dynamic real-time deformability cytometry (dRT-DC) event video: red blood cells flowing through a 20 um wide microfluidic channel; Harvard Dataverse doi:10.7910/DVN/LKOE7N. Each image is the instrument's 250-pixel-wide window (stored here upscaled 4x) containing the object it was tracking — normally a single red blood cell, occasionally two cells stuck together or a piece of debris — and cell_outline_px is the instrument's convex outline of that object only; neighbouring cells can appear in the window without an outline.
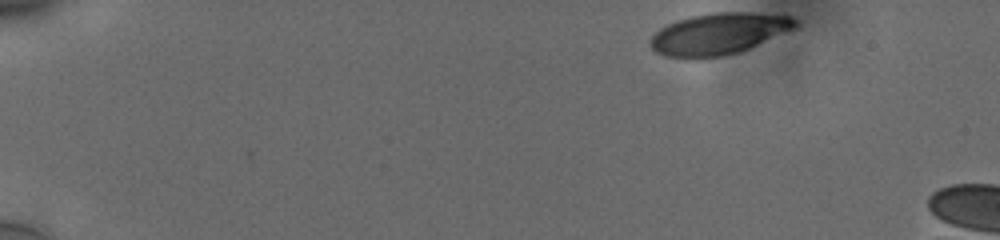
{"species": "human", "species_latin": "Homo sapiens", "temperature_condition": "cold", "stored_images_in_passage": 49, "camera_frame_rate_fps": 3000, "um_per_image_px": 0.085, "donor": {"sex": "male"}, "frame": {"image": 1, "passage_image": 1, "time_ms": 0.0, "image_size_px": [1000, 240], "cell_outline_px": [[800, 28], [740, 52], [724, 56], [696, 60], [688, 60], [664, 56], [656, 52], [648, 44], [652, 36], [660, 28], [676, 20], [692, 16], [712, 12], [752, 12], [792, 16], [800, 20]], "centroid_in_image_um": [61.15, 2.89], "position_along_channel_um": 23.8, "area_um2": 36.3}}
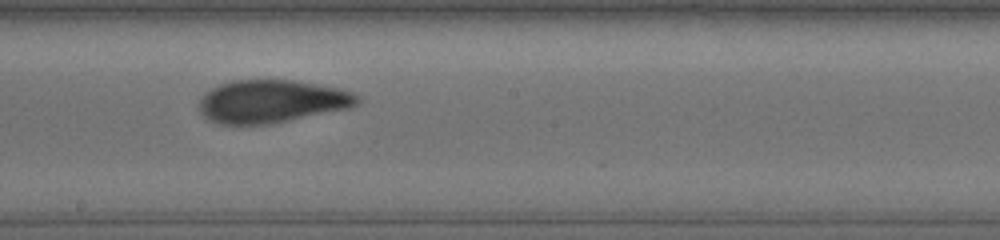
{"frame": {"image": 2, "passage_image": 27, "time_ms": 8.667, "image_size_px": [1000, 240], "cell_outline_px": [[360, 100], [356, 104], [348, 108], [272, 124], [216, 124], [208, 120], [196, 108], [200, 96], [204, 92], [220, 84], [232, 80], [292, 80], [336, 88], [352, 92], [360, 96]], "centroid_in_image_um": [23.01, 8.62], "position_along_channel_um": 225.2, "area_um2": 39.71}}
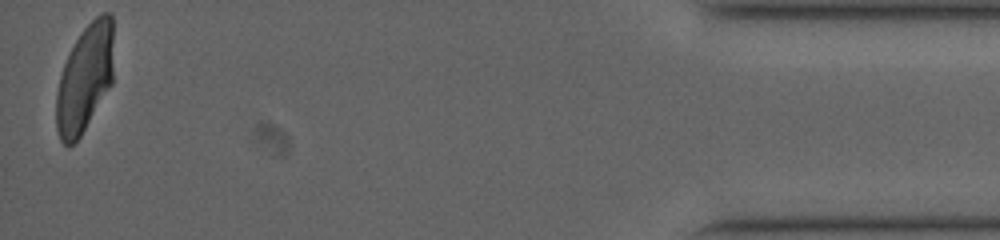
{"frame": {"image": 3, "passage_image": 49, "time_ms": 16.0, "image_size_px": [1000, 240], "cell_outline_px": [[112, 84], [80, 136], [68, 148], [60, 140], [56, 128], [56, 92], [60, 76], [64, 64], [76, 40], [84, 28], [100, 12], [112, 12]], "centroid_in_image_um": [7.2, 6.68], "position_along_channel_um": 428.0, "area_um2": 35.66}, "authors_computed_cell_mechanics": {"area_um2": 38.0902, "velocity_mm_per_s": 3.7518, "shape_relaxation_time_tau1_ms": 3.8534, "shape_relaxation_time_tau2_ms": 1.3643, "deformation_change_tau1": 0.1497, "deformation_change_tau2": 0.0684}}